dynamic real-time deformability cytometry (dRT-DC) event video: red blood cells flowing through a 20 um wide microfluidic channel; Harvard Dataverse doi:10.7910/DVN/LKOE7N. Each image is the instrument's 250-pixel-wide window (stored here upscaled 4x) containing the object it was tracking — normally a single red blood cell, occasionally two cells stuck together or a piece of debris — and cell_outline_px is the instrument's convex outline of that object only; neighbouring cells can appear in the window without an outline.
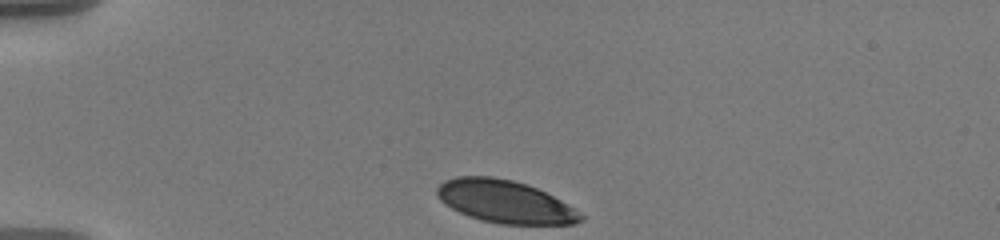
{"species": "human", "species_latin": "Homo sapiens", "temperature_condition": "warm", "stored_images_in_passage": 37, "camera_frame_rate_fps": 3000, "um_per_image_px": 0.085, "donor": {"sex": "male"}, "frame": {"image": 1, "passage_image": 1, "time_ms": 0.0, "image_size_px": [1000, 240], "cell_outline_px": [[584, 220], [572, 224], [500, 224], [484, 220], [460, 212], [452, 208], [440, 200], [436, 196], [436, 188], [444, 180], [456, 176], [492, 176], [512, 180], [536, 188], [560, 200], [580, 212], [584, 216]], "centroid_in_image_um": [42.91, 17.13], "position_along_channel_um": 42.1, "area_um2": 35.37}}
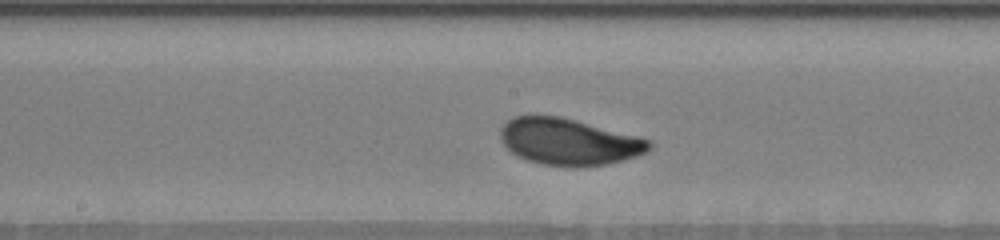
{"frame": {"image": 2, "passage_image": 18, "time_ms": 5.667, "image_size_px": [1000, 240], "cell_outline_px": [[652, 148], [636, 156], [624, 160], [608, 164], [576, 168], [572, 168], [540, 164], [516, 156], [500, 140], [500, 128], [508, 120], [516, 116], [536, 112], [560, 116], [576, 120], [636, 136], [648, 140], [652, 144]], "centroid_in_image_um": [48.28, 12.04], "position_along_channel_um": 199.9, "area_um2": 41.04}}
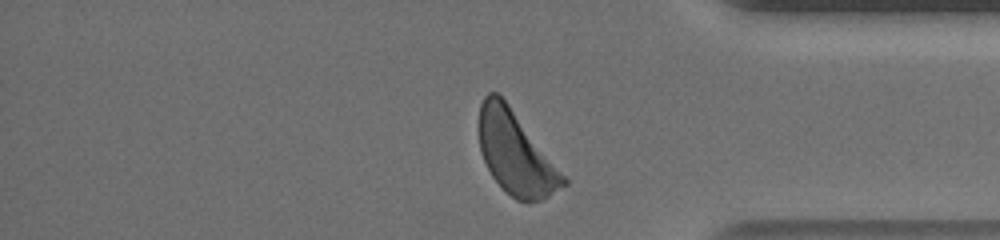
{"frame": {"image": 3, "passage_image": 35, "time_ms": 11.333, "image_size_px": [1000, 240], "cell_outline_px": [[568, 184], [548, 196], [540, 200], [528, 204], [516, 200], [492, 176], [480, 152], [476, 124], [480, 104], [484, 96], [488, 92], [496, 92], [508, 104], [568, 180]], "centroid_in_image_um": [43.78, 13.02], "position_along_channel_um": 391.4, "area_um2": 40.46}, "authors_computed_cell_mechanics": {"area_um2": 39.8242, "velocity_mm_per_s": 3.5628, "shape_relaxation_time_tau1_ms": 3.1097, "shape_relaxation_time_tau2_ms": null, "deformation_change_tau1": 0.1285, "deformation_change_tau2": null}}